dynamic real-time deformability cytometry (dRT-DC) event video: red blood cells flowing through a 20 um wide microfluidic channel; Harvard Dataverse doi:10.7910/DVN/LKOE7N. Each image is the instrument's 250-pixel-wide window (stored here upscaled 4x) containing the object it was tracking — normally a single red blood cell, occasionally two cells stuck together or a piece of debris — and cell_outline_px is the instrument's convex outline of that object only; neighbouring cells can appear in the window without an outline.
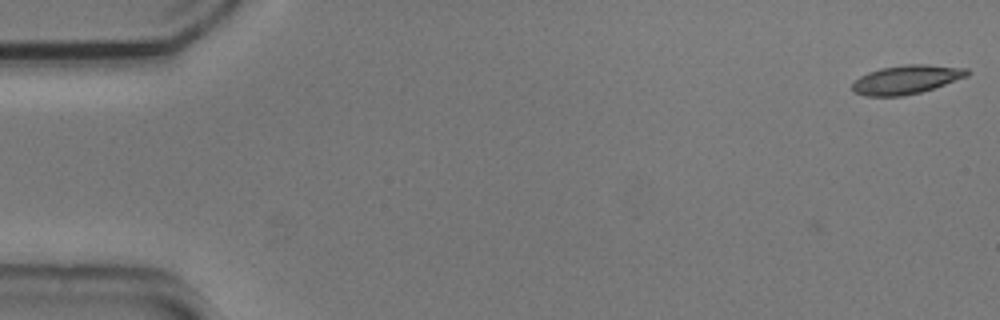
{"species": "common noctule bat (a hibernating species)", "species_latin": "Nyctalus noctula", "temperature_condition": "cold", "stored_images_in_passage": 2, "camera_frame_rate_fps": 3000, "um_per_image_px": 0.085, "animal": {"sex": "male", "body_mass_g": 20.5, "forearm_length_mm": 52.5}, "frame": {"image": 1, "passage_image": 2, "time_ms": 0.333, "image_size_px": [1000, 320], "cell_outline_px": [[972, 72], [968, 76], [920, 92], [900, 96], [868, 96], [856, 92], [852, 88], [852, 84], [860, 76], [868, 72], [880, 68], [904, 64], [928, 64], [968, 68]], "centroid_in_image_um": [77.08, 6.74], "position_along_channel_um": 7.9, "area_um2": 19.19}}